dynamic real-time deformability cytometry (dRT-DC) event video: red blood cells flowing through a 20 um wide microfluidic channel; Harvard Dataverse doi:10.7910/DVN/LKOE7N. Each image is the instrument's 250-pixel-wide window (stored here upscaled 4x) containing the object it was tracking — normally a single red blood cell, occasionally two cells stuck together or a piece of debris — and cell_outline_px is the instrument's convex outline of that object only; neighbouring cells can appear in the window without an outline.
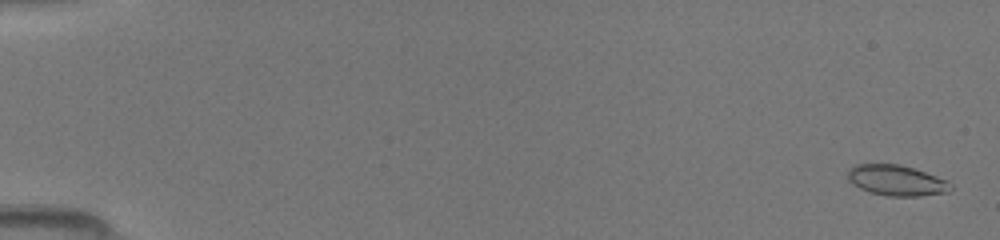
{"species": "common noctule bat (a hibernating species)", "species_latin": "Nyctalus noctula", "temperature_condition": "room temperature", "stored_images_in_passage": 50, "camera_frame_rate_fps": 3000, "um_per_image_px": 0.085, "animal": {"sex": "female", "body_mass_g": 19.5, "forearm_length_mm": 54.1}, "frame": {"image": 1, "passage_image": 2, "time_ms": 0.333, "image_size_px": [1000, 240], "cell_outline_px": [[952, 188], [948, 192], [920, 196], [888, 196], [868, 192], [852, 184], [848, 180], [848, 168], [856, 164], [900, 164], [948, 180], [952, 184]], "centroid_in_image_um": [76.19, 15.34], "position_along_channel_um": 8.8, "area_um2": 18.44}}
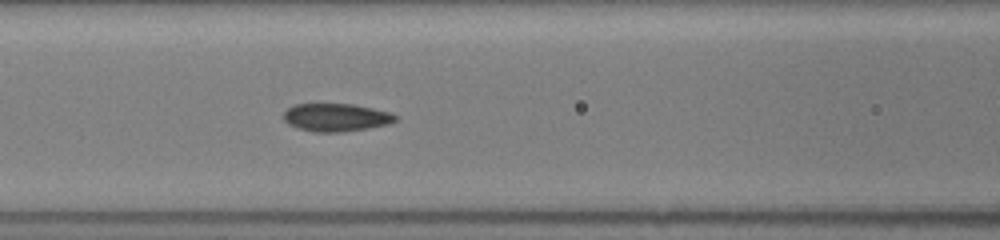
{"frame": {"image": 2, "passage_image": 23, "time_ms": 7.333, "image_size_px": [1000, 240], "cell_outline_px": [[400, 116], [396, 120], [388, 124], [368, 128], [340, 132], [312, 132], [296, 128], [288, 124], [284, 120], [284, 112], [292, 104], [352, 104], [392, 112]], "centroid_in_image_um": [28.57, 9.98], "position_along_channel_um": 138.0, "area_um2": 18.38}}
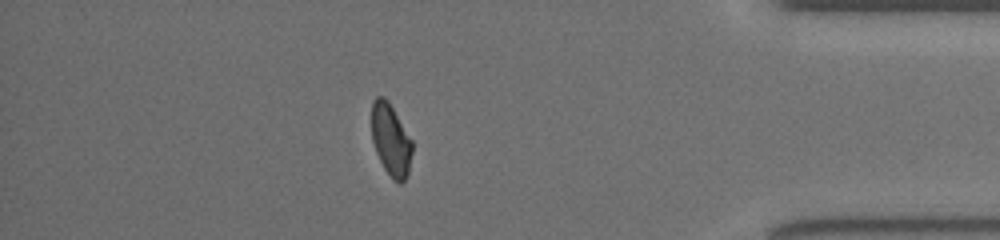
{"frame": {"image": 3, "passage_image": 44, "time_ms": 14.333, "image_size_px": [1000, 240], "cell_outline_px": [[412, 152], [408, 172], [404, 180], [400, 184], [396, 184], [392, 180], [384, 168], [376, 152], [372, 140], [372, 100], [376, 96], [384, 96], [388, 100], [412, 140]], "centroid_in_image_um": [33.21, 11.89], "position_along_channel_um": 402.0, "area_um2": 17.11}}